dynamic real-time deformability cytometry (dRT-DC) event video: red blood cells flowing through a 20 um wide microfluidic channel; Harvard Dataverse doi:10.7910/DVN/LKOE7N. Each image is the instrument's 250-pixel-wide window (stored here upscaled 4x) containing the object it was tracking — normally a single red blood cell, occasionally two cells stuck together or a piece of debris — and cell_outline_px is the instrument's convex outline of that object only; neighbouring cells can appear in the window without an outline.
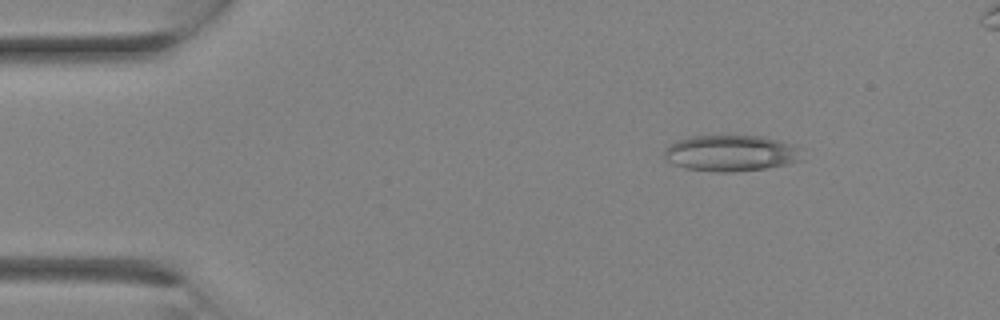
{"species": "Egyptian fruit bat (a non-hibernating species)", "species_latin": "Rousettus aegyptiacus", "temperature_condition": "room temperature", "stored_images_in_passage": 10, "camera_frame_rate_fps": 3000, "um_per_image_px": 0.085, "animal": {"sex": "female"}, "frame": {"image": 1, "passage_image": 4, "time_ms": 1.0, "image_size_px": [1000, 320], "cell_outline_px": [[804, 148], [800, 160], [788, 164], [768, 168], [736, 172], [712, 172], [684, 168], [672, 164], [664, 160], [664, 148], [676, 140], [692, 136], [764, 136], [796, 144]], "centroid_in_image_um": [62.16, 13.02], "position_along_channel_um": 22.8, "area_um2": 29.77}}
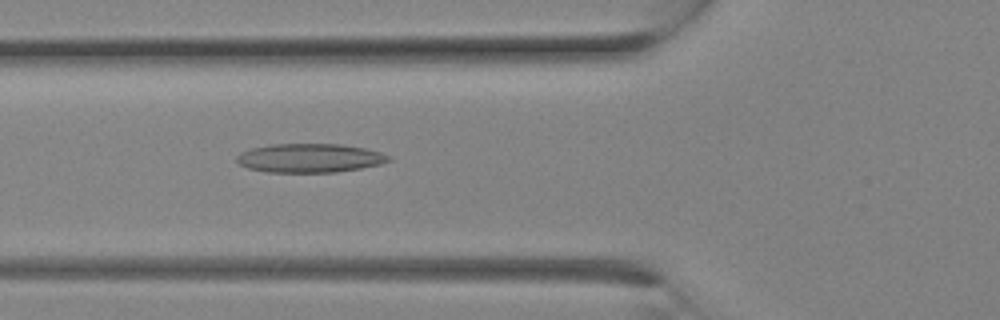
{"frame": {"image": 2, "passage_image": 10, "time_ms": 3.0, "image_size_px": [1000, 320], "cell_outline_px": [[392, 160], [380, 164], [360, 168], [336, 172], [268, 172], [248, 168], [240, 164], [236, 160], [236, 156], [240, 152], [252, 148], [272, 144], [340, 144], [364, 148], [380, 152], [392, 156]], "centroid_in_image_um": [26.34, 13.43], "position_along_channel_um": 99.5, "area_um2": 25.55}}